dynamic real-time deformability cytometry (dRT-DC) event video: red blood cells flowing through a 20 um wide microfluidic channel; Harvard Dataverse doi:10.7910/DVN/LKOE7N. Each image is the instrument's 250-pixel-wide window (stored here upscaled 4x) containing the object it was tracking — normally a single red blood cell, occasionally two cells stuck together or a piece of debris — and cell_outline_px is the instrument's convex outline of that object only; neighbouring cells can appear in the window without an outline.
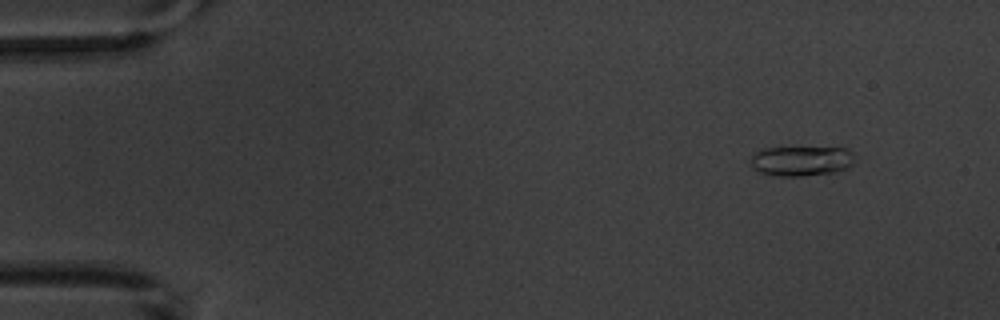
{"species": "common noctule bat (a hibernating species)", "species_latin": "Nyctalus noctula", "temperature_condition": "warm", "stored_images_in_passage": 4, "camera_frame_rate_fps": 3000, "um_per_image_px": 0.085, "animal": {"sex": "male", "body_mass_g": 20.1, "forearm_length_mm": 53.5}, "frame": {"image": 1, "passage_image": 1, "time_ms": 0.0, "image_size_px": [1000, 320], "cell_outline_px": [[852, 164], [848, 168], [832, 172], [800, 176], [772, 176], [760, 172], [752, 164], [752, 156], [760, 148], [848, 148], [852, 152]], "centroid_in_image_um": [68.11, 13.68], "position_along_channel_um": 16.9, "area_um2": 17.86}}